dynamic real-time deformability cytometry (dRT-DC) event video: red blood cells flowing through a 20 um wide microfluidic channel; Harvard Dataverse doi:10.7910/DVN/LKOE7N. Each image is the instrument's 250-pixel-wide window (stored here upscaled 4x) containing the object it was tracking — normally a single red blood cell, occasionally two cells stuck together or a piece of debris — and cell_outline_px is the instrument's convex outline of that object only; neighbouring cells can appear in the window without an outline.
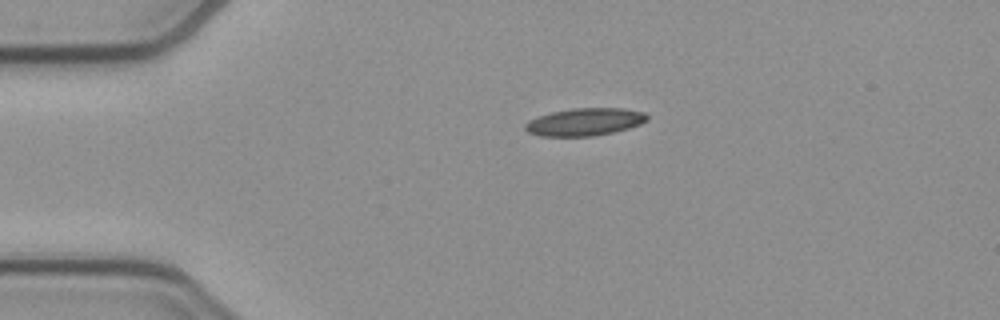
{"species": "common noctule bat (a hibernating species)", "species_latin": "Nyctalus noctula", "temperature_condition": "cold", "stored_images_in_passage": 42, "camera_frame_rate_fps": 3000, "um_per_image_px": 0.085, "animal": {"sex": "female", "body_mass_g": 21.9}, "frame": {"image": 1, "passage_image": 1, "time_ms": 0.0, "image_size_px": [1000, 320], "cell_outline_px": [[648, 120], [640, 124], [628, 128], [612, 132], [592, 136], [540, 136], [528, 132], [524, 128], [524, 124], [528, 120], [552, 112], [572, 108], [624, 108], [644, 112], [648, 116]], "centroid_in_image_um": [49.7, 10.36], "position_along_channel_um": 35.3, "area_um2": 19.54}}
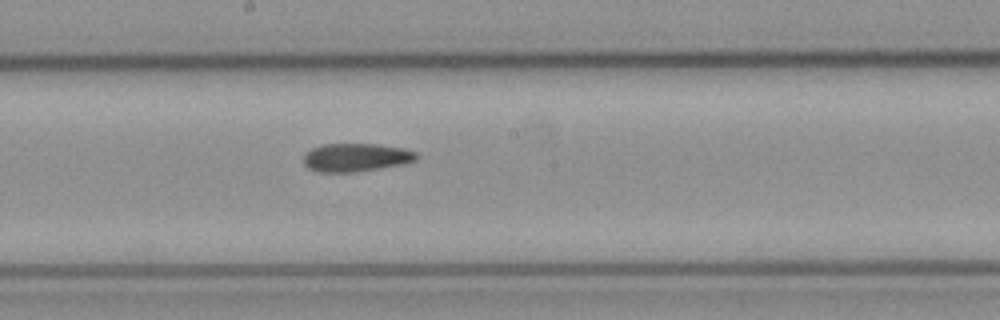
{"frame": {"image": 2, "passage_image": 18, "time_ms": 5.667, "image_size_px": [1000, 320], "cell_outline_px": [[420, 156], [416, 160], [404, 164], [356, 172], [316, 172], [308, 168], [304, 164], [304, 152], [320, 144], [376, 144], [404, 148], [416, 152]], "centroid_in_image_um": [30.25, 13.38], "position_along_channel_um": 218.0, "area_um2": 18.84}}
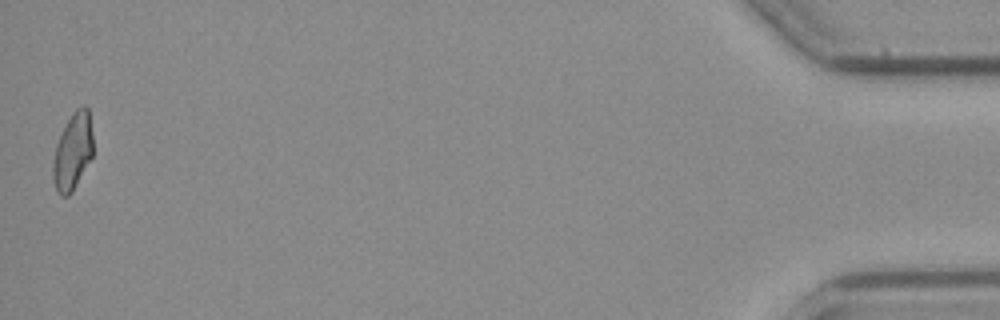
{"frame": {"image": 3, "passage_image": 42, "time_ms": 13.667, "image_size_px": [1000, 320], "cell_outline_px": [[92, 156], [72, 192], [68, 196], [60, 196], [52, 180], [52, 164], [56, 144], [68, 120], [76, 108], [84, 104], [88, 108], [92, 136]], "centroid_in_image_um": [6.17, 12.89], "position_along_channel_um": 429.0, "area_um2": 17.74}, "authors_computed_cell_mechanics": {"area_um2": 18.8139, "velocity_mm_per_s": 3.889, "shape_relaxation_time_tau1_ms": 11.0098, "shape_relaxation_time_tau2_ms": 5.2278, "deformation_change_tau1": 0.2032, "deformation_change_tau2": 0.135}}